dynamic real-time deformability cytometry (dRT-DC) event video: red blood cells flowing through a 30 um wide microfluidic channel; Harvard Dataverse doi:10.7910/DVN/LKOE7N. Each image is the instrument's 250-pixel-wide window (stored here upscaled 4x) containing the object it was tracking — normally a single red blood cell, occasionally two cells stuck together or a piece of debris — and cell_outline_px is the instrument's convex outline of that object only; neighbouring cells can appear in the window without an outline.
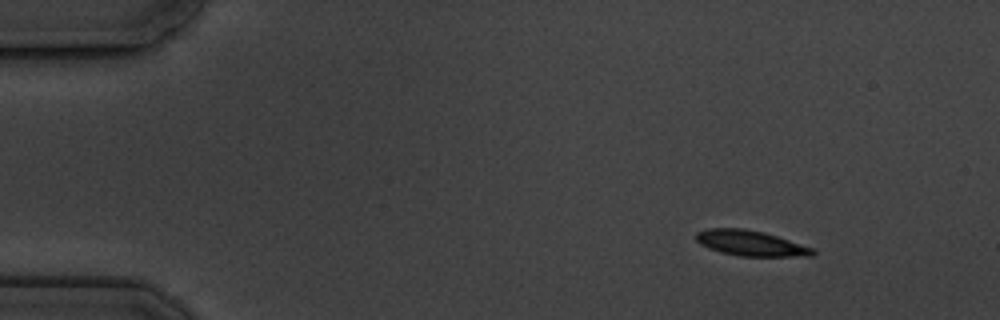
{"species": "common noctule bat (a hibernating species)", "species_latin": "Nyctalus noctula", "temperature_condition": "cold", "stored_images_in_passage": 4, "camera_frame_rate_fps": 3000, "um_per_image_px": 0.085, "animal": {"sex": "male", "body_mass_g": 19.5, "forearm_length_mm": 54.6}, "frame": {"image": 1, "passage_image": 1, "time_ms": 0.0, "image_size_px": [1000, 320], "cell_outline_px": [[816, 252], [812, 256], [740, 256], [720, 252], [708, 248], [700, 244], [696, 240], [696, 232], [708, 228], [744, 228], [764, 232], [812, 248]], "centroid_in_image_um": [63.76, 20.67], "position_along_channel_um": 21.2, "area_um2": 17.17}}
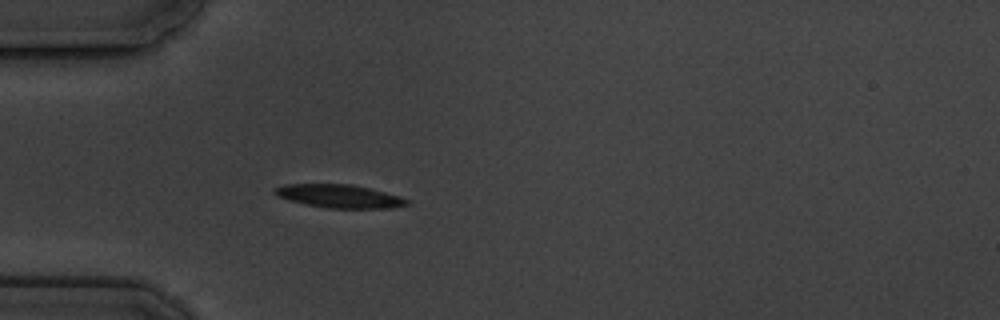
{"frame": {"image": 2, "passage_image": 4, "time_ms": 3.333, "image_size_px": [1000, 320], "cell_outline_px": [[412, 204], [392, 208], [328, 208], [304, 204], [276, 196], [272, 192], [272, 188], [284, 184], [352, 184], [400, 196], [412, 200]], "centroid_in_image_um": [28.85, 16.68], "position_along_channel_um": 56.1, "area_um2": 18.15}}